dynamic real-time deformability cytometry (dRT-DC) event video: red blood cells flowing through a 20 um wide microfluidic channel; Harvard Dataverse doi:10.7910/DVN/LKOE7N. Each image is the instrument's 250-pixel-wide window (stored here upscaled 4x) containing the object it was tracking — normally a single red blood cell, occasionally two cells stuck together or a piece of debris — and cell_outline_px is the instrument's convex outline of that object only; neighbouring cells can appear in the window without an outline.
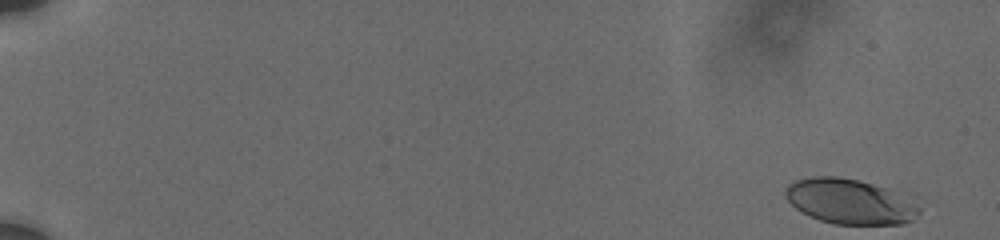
{"species": "human", "species_latin": "Homo sapiens", "temperature_condition": "cold", "stored_images_in_passage": 62, "camera_frame_rate_fps": 3000, "um_per_image_px": 0.085, "donor": {"sex": "male"}, "frame": {"image": 1, "passage_image": 1, "time_ms": 0.0, "image_size_px": [1000, 240], "cell_outline_px": [[920, 212], [916, 220], [904, 224], [836, 224], [820, 220], [808, 216], [796, 208], [784, 196], [784, 188], [788, 184], [796, 180], [812, 176], [836, 176], [856, 180], [908, 192], [920, 208]], "centroid_in_image_um": [72.33, 17.12], "position_along_channel_um": 12.7, "area_um2": 36.07}}
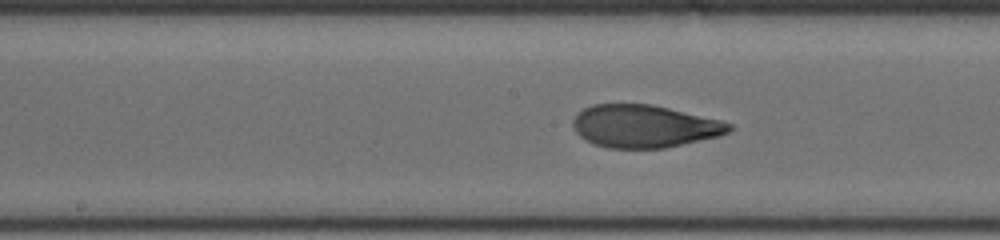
{"frame": {"image": 2, "passage_image": 34, "time_ms": 10.0, "image_size_px": [1000, 240], "cell_outline_px": [[732, 128], [728, 132], [720, 136], [664, 148], [608, 148], [596, 144], [580, 136], [576, 132], [572, 124], [572, 120], [584, 108], [592, 104], [652, 104], [720, 120], [732, 124]], "centroid_in_image_um": [54.77, 10.73], "position_along_channel_um": 193.4, "area_um2": 38.55}}
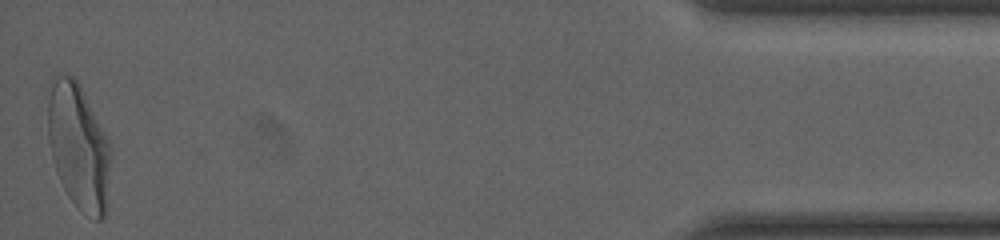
{"frame": {"image": 3, "passage_image": 61, "time_ms": 18.333, "image_size_px": [1000, 240], "cell_outline_px": [[112, 148], [104, 216], [100, 220], [96, 220], [80, 208], [68, 196], [60, 180], [52, 156], [48, 140], [48, 80], [64, 72], [68, 72], [80, 84]], "centroid_in_image_um": [6.65, 12.35], "position_along_channel_um": 428.5, "area_um2": 45.84}, "authors_computed_cell_mechanics": {"area_um2": 38.9861, "velocity_mm_per_s": 3.7151, "shape_relaxation_time_tau1_ms": 4.0345, "shape_relaxation_time_tau2_ms": 1.0065, "deformation_change_tau1": 0.1831, "deformation_change_tau2": 0.0674}}